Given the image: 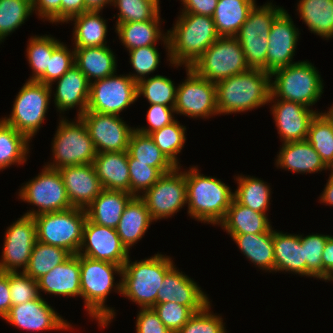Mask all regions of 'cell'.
<instances>
[{
  "label": "cell",
  "instance_id": "20",
  "mask_svg": "<svg viewBox=\"0 0 333 333\" xmlns=\"http://www.w3.org/2000/svg\"><path fill=\"white\" fill-rule=\"evenodd\" d=\"M299 34L291 16L283 9L275 17L268 36L267 72L271 74L277 69L297 63L292 60Z\"/></svg>",
  "mask_w": 333,
  "mask_h": 333
},
{
  "label": "cell",
  "instance_id": "25",
  "mask_svg": "<svg viewBox=\"0 0 333 333\" xmlns=\"http://www.w3.org/2000/svg\"><path fill=\"white\" fill-rule=\"evenodd\" d=\"M37 281L39 293L44 291L62 297H81L79 255L72 254L65 262L57 265Z\"/></svg>",
  "mask_w": 333,
  "mask_h": 333
},
{
  "label": "cell",
  "instance_id": "30",
  "mask_svg": "<svg viewBox=\"0 0 333 333\" xmlns=\"http://www.w3.org/2000/svg\"><path fill=\"white\" fill-rule=\"evenodd\" d=\"M275 272L285 271L306 276V260L301 235L273 230Z\"/></svg>",
  "mask_w": 333,
  "mask_h": 333
},
{
  "label": "cell",
  "instance_id": "59",
  "mask_svg": "<svg viewBox=\"0 0 333 333\" xmlns=\"http://www.w3.org/2000/svg\"><path fill=\"white\" fill-rule=\"evenodd\" d=\"M12 307L9 272H0V317L4 319Z\"/></svg>",
  "mask_w": 333,
  "mask_h": 333
},
{
  "label": "cell",
  "instance_id": "11",
  "mask_svg": "<svg viewBox=\"0 0 333 333\" xmlns=\"http://www.w3.org/2000/svg\"><path fill=\"white\" fill-rule=\"evenodd\" d=\"M190 68L213 83L250 69L235 37H219Z\"/></svg>",
  "mask_w": 333,
  "mask_h": 333
},
{
  "label": "cell",
  "instance_id": "50",
  "mask_svg": "<svg viewBox=\"0 0 333 333\" xmlns=\"http://www.w3.org/2000/svg\"><path fill=\"white\" fill-rule=\"evenodd\" d=\"M328 237L329 235L318 233L305 237L301 235L307 277L322 278V254Z\"/></svg>",
  "mask_w": 333,
  "mask_h": 333
},
{
  "label": "cell",
  "instance_id": "6",
  "mask_svg": "<svg viewBox=\"0 0 333 333\" xmlns=\"http://www.w3.org/2000/svg\"><path fill=\"white\" fill-rule=\"evenodd\" d=\"M316 69L309 61H298L275 70L270 74L269 98L297 102L308 108L315 105L324 91L323 80Z\"/></svg>",
  "mask_w": 333,
  "mask_h": 333
},
{
  "label": "cell",
  "instance_id": "5",
  "mask_svg": "<svg viewBox=\"0 0 333 333\" xmlns=\"http://www.w3.org/2000/svg\"><path fill=\"white\" fill-rule=\"evenodd\" d=\"M171 259L157 253L142 261L132 262L129 256L122 267L121 295L141 308H152L157 304V293L165 274L174 266Z\"/></svg>",
  "mask_w": 333,
  "mask_h": 333
},
{
  "label": "cell",
  "instance_id": "3",
  "mask_svg": "<svg viewBox=\"0 0 333 333\" xmlns=\"http://www.w3.org/2000/svg\"><path fill=\"white\" fill-rule=\"evenodd\" d=\"M270 73L248 69L215 83L219 115L241 113L268 104L271 94Z\"/></svg>",
  "mask_w": 333,
  "mask_h": 333
},
{
  "label": "cell",
  "instance_id": "45",
  "mask_svg": "<svg viewBox=\"0 0 333 333\" xmlns=\"http://www.w3.org/2000/svg\"><path fill=\"white\" fill-rule=\"evenodd\" d=\"M185 130L186 126L181 125L176 119L170 125L164 126L149 135L175 167H181L177 155L184 148L186 141Z\"/></svg>",
  "mask_w": 333,
  "mask_h": 333
},
{
  "label": "cell",
  "instance_id": "63",
  "mask_svg": "<svg viewBox=\"0 0 333 333\" xmlns=\"http://www.w3.org/2000/svg\"><path fill=\"white\" fill-rule=\"evenodd\" d=\"M86 11H101L108 4L112 5V0H85Z\"/></svg>",
  "mask_w": 333,
  "mask_h": 333
},
{
  "label": "cell",
  "instance_id": "55",
  "mask_svg": "<svg viewBox=\"0 0 333 333\" xmlns=\"http://www.w3.org/2000/svg\"><path fill=\"white\" fill-rule=\"evenodd\" d=\"M173 113H175L174 107L162 104H151L146 114L149 127H137L135 130L141 134L150 135L174 122L176 119Z\"/></svg>",
  "mask_w": 333,
  "mask_h": 333
},
{
  "label": "cell",
  "instance_id": "38",
  "mask_svg": "<svg viewBox=\"0 0 333 333\" xmlns=\"http://www.w3.org/2000/svg\"><path fill=\"white\" fill-rule=\"evenodd\" d=\"M30 140L0 119V170L27 161Z\"/></svg>",
  "mask_w": 333,
  "mask_h": 333
},
{
  "label": "cell",
  "instance_id": "13",
  "mask_svg": "<svg viewBox=\"0 0 333 333\" xmlns=\"http://www.w3.org/2000/svg\"><path fill=\"white\" fill-rule=\"evenodd\" d=\"M90 83L87 111L118 115L137 98V82L128 74L115 75Z\"/></svg>",
  "mask_w": 333,
  "mask_h": 333
},
{
  "label": "cell",
  "instance_id": "42",
  "mask_svg": "<svg viewBox=\"0 0 333 333\" xmlns=\"http://www.w3.org/2000/svg\"><path fill=\"white\" fill-rule=\"evenodd\" d=\"M71 255L64 248L36 241L24 273L32 279L38 280L57 265L65 262Z\"/></svg>",
  "mask_w": 333,
  "mask_h": 333
},
{
  "label": "cell",
  "instance_id": "35",
  "mask_svg": "<svg viewBox=\"0 0 333 333\" xmlns=\"http://www.w3.org/2000/svg\"><path fill=\"white\" fill-rule=\"evenodd\" d=\"M256 0H218L213 21L220 37H235Z\"/></svg>",
  "mask_w": 333,
  "mask_h": 333
},
{
  "label": "cell",
  "instance_id": "18",
  "mask_svg": "<svg viewBox=\"0 0 333 333\" xmlns=\"http://www.w3.org/2000/svg\"><path fill=\"white\" fill-rule=\"evenodd\" d=\"M78 255L93 260L107 261L123 267L129 251L122 244L116 229L95 224L86 219L83 241Z\"/></svg>",
  "mask_w": 333,
  "mask_h": 333
},
{
  "label": "cell",
  "instance_id": "15",
  "mask_svg": "<svg viewBox=\"0 0 333 333\" xmlns=\"http://www.w3.org/2000/svg\"><path fill=\"white\" fill-rule=\"evenodd\" d=\"M185 69L187 79L177 86L175 113L193 119L218 115L215 83L199 77L190 67Z\"/></svg>",
  "mask_w": 333,
  "mask_h": 333
},
{
  "label": "cell",
  "instance_id": "51",
  "mask_svg": "<svg viewBox=\"0 0 333 333\" xmlns=\"http://www.w3.org/2000/svg\"><path fill=\"white\" fill-rule=\"evenodd\" d=\"M130 64L135 73L129 76L136 82L157 70L160 63V53L156 45L145 46L129 50ZM137 73V74H136Z\"/></svg>",
  "mask_w": 333,
  "mask_h": 333
},
{
  "label": "cell",
  "instance_id": "54",
  "mask_svg": "<svg viewBox=\"0 0 333 333\" xmlns=\"http://www.w3.org/2000/svg\"><path fill=\"white\" fill-rule=\"evenodd\" d=\"M9 288L12 306L37 299L40 295L38 281L24 272H9Z\"/></svg>",
  "mask_w": 333,
  "mask_h": 333
},
{
  "label": "cell",
  "instance_id": "24",
  "mask_svg": "<svg viewBox=\"0 0 333 333\" xmlns=\"http://www.w3.org/2000/svg\"><path fill=\"white\" fill-rule=\"evenodd\" d=\"M54 94L56 110L63 113L79 107L77 117L87 111L90 82L74 64L60 79L56 80Z\"/></svg>",
  "mask_w": 333,
  "mask_h": 333
},
{
  "label": "cell",
  "instance_id": "4",
  "mask_svg": "<svg viewBox=\"0 0 333 333\" xmlns=\"http://www.w3.org/2000/svg\"><path fill=\"white\" fill-rule=\"evenodd\" d=\"M220 179L200 174L198 166L186 171V196L191 218L219 225L234 199V192Z\"/></svg>",
  "mask_w": 333,
  "mask_h": 333
},
{
  "label": "cell",
  "instance_id": "46",
  "mask_svg": "<svg viewBox=\"0 0 333 333\" xmlns=\"http://www.w3.org/2000/svg\"><path fill=\"white\" fill-rule=\"evenodd\" d=\"M160 4L156 0H112L119 9L116 25L120 23L161 20Z\"/></svg>",
  "mask_w": 333,
  "mask_h": 333
},
{
  "label": "cell",
  "instance_id": "16",
  "mask_svg": "<svg viewBox=\"0 0 333 333\" xmlns=\"http://www.w3.org/2000/svg\"><path fill=\"white\" fill-rule=\"evenodd\" d=\"M0 272H22L27 268L33 247L37 241L36 224L32 216L18 218L7 227Z\"/></svg>",
  "mask_w": 333,
  "mask_h": 333
},
{
  "label": "cell",
  "instance_id": "65",
  "mask_svg": "<svg viewBox=\"0 0 333 333\" xmlns=\"http://www.w3.org/2000/svg\"><path fill=\"white\" fill-rule=\"evenodd\" d=\"M329 170L331 171L330 175L333 176V164L331 165V167L329 168Z\"/></svg>",
  "mask_w": 333,
  "mask_h": 333
},
{
  "label": "cell",
  "instance_id": "34",
  "mask_svg": "<svg viewBox=\"0 0 333 333\" xmlns=\"http://www.w3.org/2000/svg\"><path fill=\"white\" fill-rule=\"evenodd\" d=\"M160 23V20L120 23L115 26V31L128 51L156 45L158 40H162L166 51L169 52L167 33H162Z\"/></svg>",
  "mask_w": 333,
  "mask_h": 333
},
{
  "label": "cell",
  "instance_id": "27",
  "mask_svg": "<svg viewBox=\"0 0 333 333\" xmlns=\"http://www.w3.org/2000/svg\"><path fill=\"white\" fill-rule=\"evenodd\" d=\"M92 164L103 189L130 193L127 151L97 153Z\"/></svg>",
  "mask_w": 333,
  "mask_h": 333
},
{
  "label": "cell",
  "instance_id": "17",
  "mask_svg": "<svg viewBox=\"0 0 333 333\" xmlns=\"http://www.w3.org/2000/svg\"><path fill=\"white\" fill-rule=\"evenodd\" d=\"M80 118L87 127L97 153L127 151L135 127H130L120 116L86 111Z\"/></svg>",
  "mask_w": 333,
  "mask_h": 333
},
{
  "label": "cell",
  "instance_id": "40",
  "mask_svg": "<svg viewBox=\"0 0 333 333\" xmlns=\"http://www.w3.org/2000/svg\"><path fill=\"white\" fill-rule=\"evenodd\" d=\"M128 154L138 162L159 168L164 174L173 171L176 167L165 157L149 135L134 130L129 139Z\"/></svg>",
  "mask_w": 333,
  "mask_h": 333
},
{
  "label": "cell",
  "instance_id": "8",
  "mask_svg": "<svg viewBox=\"0 0 333 333\" xmlns=\"http://www.w3.org/2000/svg\"><path fill=\"white\" fill-rule=\"evenodd\" d=\"M37 241L78 254L83 241L86 211L72 207L68 210L48 212L33 217Z\"/></svg>",
  "mask_w": 333,
  "mask_h": 333
},
{
  "label": "cell",
  "instance_id": "26",
  "mask_svg": "<svg viewBox=\"0 0 333 333\" xmlns=\"http://www.w3.org/2000/svg\"><path fill=\"white\" fill-rule=\"evenodd\" d=\"M276 166L294 173H315L329 170L307 140L282 143Z\"/></svg>",
  "mask_w": 333,
  "mask_h": 333
},
{
  "label": "cell",
  "instance_id": "44",
  "mask_svg": "<svg viewBox=\"0 0 333 333\" xmlns=\"http://www.w3.org/2000/svg\"><path fill=\"white\" fill-rule=\"evenodd\" d=\"M28 42L26 58L33 73L28 81H37L46 72L52 52L61 42L49 35H35Z\"/></svg>",
  "mask_w": 333,
  "mask_h": 333
},
{
  "label": "cell",
  "instance_id": "32",
  "mask_svg": "<svg viewBox=\"0 0 333 333\" xmlns=\"http://www.w3.org/2000/svg\"><path fill=\"white\" fill-rule=\"evenodd\" d=\"M75 65L91 83L117 71L116 55L109 46L74 48Z\"/></svg>",
  "mask_w": 333,
  "mask_h": 333
},
{
  "label": "cell",
  "instance_id": "23",
  "mask_svg": "<svg viewBox=\"0 0 333 333\" xmlns=\"http://www.w3.org/2000/svg\"><path fill=\"white\" fill-rule=\"evenodd\" d=\"M72 207L85 209L104 189L92 163L58 169Z\"/></svg>",
  "mask_w": 333,
  "mask_h": 333
},
{
  "label": "cell",
  "instance_id": "36",
  "mask_svg": "<svg viewBox=\"0 0 333 333\" xmlns=\"http://www.w3.org/2000/svg\"><path fill=\"white\" fill-rule=\"evenodd\" d=\"M102 11H85L72 17L74 48L106 46L107 22L99 14Z\"/></svg>",
  "mask_w": 333,
  "mask_h": 333
},
{
  "label": "cell",
  "instance_id": "14",
  "mask_svg": "<svg viewBox=\"0 0 333 333\" xmlns=\"http://www.w3.org/2000/svg\"><path fill=\"white\" fill-rule=\"evenodd\" d=\"M180 171V172H179ZM153 221L169 218L187 205L186 170L176 167L140 196Z\"/></svg>",
  "mask_w": 333,
  "mask_h": 333
},
{
  "label": "cell",
  "instance_id": "22",
  "mask_svg": "<svg viewBox=\"0 0 333 333\" xmlns=\"http://www.w3.org/2000/svg\"><path fill=\"white\" fill-rule=\"evenodd\" d=\"M174 265L164 276L157 293V303L174 302L190 307L195 313L210 301L197 283Z\"/></svg>",
  "mask_w": 333,
  "mask_h": 333
},
{
  "label": "cell",
  "instance_id": "9",
  "mask_svg": "<svg viewBox=\"0 0 333 333\" xmlns=\"http://www.w3.org/2000/svg\"><path fill=\"white\" fill-rule=\"evenodd\" d=\"M282 10L283 7L267 2L260 7L255 4L249 11L247 20L235 36L249 68L267 72L268 36L275 17Z\"/></svg>",
  "mask_w": 333,
  "mask_h": 333
},
{
  "label": "cell",
  "instance_id": "64",
  "mask_svg": "<svg viewBox=\"0 0 333 333\" xmlns=\"http://www.w3.org/2000/svg\"><path fill=\"white\" fill-rule=\"evenodd\" d=\"M329 114L333 117V106H331L330 108H329Z\"/></svg>",
  "mask_w": 333,
  "mask_h": 333
},
{
  "label": "cell",
  "instance_id": "19",
  "mask_svg": "<svg viewBox=\"0 0 333 333\" xmlns=\"http://www.w3.org/2000/svg\"><path fill=\"white\" fill-rule=\"evenodd\" d=\"M3 320L30 332L73 329L41 295L37 299L12 306Z\"/></svg>",
  "mask_w": 333,
  "mask_h": 333
},
{
  "label": "cell",
  "instance_id": "21",
  "mask_svg": "<svg viewBox=\"0 0 333 333\" xmlns=\"http://www.w3.org/2000/svg\"><path fill=\"white\" fill-rule=\"evenodd\" d=\"M268 103H274L270 109L283 143L307 139L310 123L318 111L277 98H269Z\"/></svg>",
  "mask_w": 333,
  "mask_h": 333
},
{
  "label": "cell",
  "instance_id": "62",
  "mask_svg": "<svg viewBox=\"0 0 333 333\" xmlns=\"http://www.w3.org/2000/svg\"><path fill=\"white\" fill-rule=\"evenodd\" d=\"M320 202L333 206V176L331 175H329L324 191L321 193Z\"/></svg>",
  "mask_w": 333,
  "mask_h": 333
},
{
  "label": "cell",
  "instance_id": "41",
  "mask_svg": "<svg viewBox=\"0 0 333 333\" xmlns=\"http://www.w3.org/2000/svg\"><path fill=\"white\" fill-rule=\"evenodd\" d=\"M320 155L324 164H333V117L329 112H318L312 119L306 139Z\"/></svg>",
  "mask_w": 333,
  "mask_h": 333
},
{
  "label": "cell",
  "instance_id": "58",
  "mask_svg": "<svg viewBox=\"0 0 333 333\" xmlns=\"http://www.w3.org/2000/svg\"><path fill=\"white\" fill-rule=\"evenodd\" d=\"M182 13H194L204 16H213L218 0H181Z\"/></svg>",
  "mask_w": 333,
  "mask_h": 333
},
{
  "label": "cell",
  "instance_id": "48",
  "mask_svg": "<svg viewBox=\"0 0 333 333\" xmlns=\"http://www.w3.org/2000/svg\"><path fill=\"white\" fill-rule=\"evenodd\" d=\"M128 167L130 173V194L132 196H142L164 175L159 168L149 166L147 163L138 162L129 154Z\"/></svg>",
  "mask_w": 333,
  "mask_h": 333
},
{
  "label": "cell",
  "instance_id": "31",
  "mask_svg": "<svg viewBox=\"0 0 333 333\" xmlns=\"http://www.w3.org/2000/svg\"><path fill=\"white\" fill-rule=\"evenodd\" d=\"M219 225L230 235L258 234L272 228L266 213L253 211L239 204L235 199Z\"/></svg>",
  "mask_w": 333,
  "mask_h": 333
},
{
  "label": "cell",
  "instance_id": "43",
  "mask_svg": "<svg viewBox=\"0 0 333 333\" xmlns=\"http://www.w3.org/2000/svg\"><path fill=\"white\" fill-rule=\"evenodd\" d=\"M177 86L167 76L155 75L137 82V98L144 96L151 104L174 107Z\"/></svg>",
  "mask_w": 333,
  "mask_h": 333
},
{
  "label": "cell",
  "instance_id": "39",
  "mask_svg": "<svg viewBox=\"0 0 333 333\" xmlns=\"http://www.w3.org/2000/svg\"><path fill=\"white\" fill-rule=\"evenodd\" d=\"M236 181L238 187L234 192V199L253 211L267 213L271 196V188L267 182L249 175H238Z\"/></svg>",
  "mask_w": 333,
  "mask_h": 333
},
{
  "label": "cell",
  "instance_id": "53",
  "mask_svg": "<svg viewBox=\"0 0 333 333\" xmlns=\"http://www.w3.org/2000/svg\"><path fill=\"white\" fill-rule=\"evenodd\" d=\"M152 308L172 333H177L195 314L190 307L174 302L157 303Z\"/></svg>",
  "mask_w": 333,
  "mask_h": 333
},
{
  "label": "cell",
  "instance_id": "7",
  "mask_svg": "<svg viewBox=\"0 0 333 333\" xmlns=\"http://www.w3.org/2000/svg\"><path fill=\"white\" fill-rule=\"evenodd\" d=\"M75 121L61 117L51 144L54 160L46 167L60 169L93 163L97 155L94 143L83 120L77 117Z\"/></svg>",
  "mask_w": 333,
  "mask_h": 333
},
{
  "label": "cell",
  "instance_id": "12",
  "mask_svg": "<svg viewBox=\"0 0 333 333\" xmlns=\"http://www.w3.org/2000/svg\"><path fill=\"white\" fill-rule=\"evenodd\" d=\"M43 167L41 173L19 189L18 196L21 200L38 207V209H32L23 214L25 216L34 217L42 213L72 208L58 169Z\"/></svg>",
  "mask_w": 333,
  "mask_h": 333
},
{
  "label": "cell",
  "instance_id": "10",
  "mask_svg": "<svg viewBox=\"0 0 333 333\" xmlns=\"http://www.w3.org/2000/svg\"><path fill=\"white\" fill-rule=\"evenodd\" d=\"M51 94L49 85L27 80L14 100L11 114L2 120L31 140L45 120Z\"/></svg>",
  "mask_w": 333,
  "mask_h": 333
},
{
  "label": "cell",
  "instance_id": "37",
  "mask_svg": "<svg viewBox=\"0 0 333 333\" xmlns=\"http://www.w3.org/2000/svg\"><path fill=\"white\" fill-rule=\"evenodd\" d=\"M297 8L312 33L325 40L333 38V0H299Z\"/></svg>",
  "mask_w": 333,
  "mask_h": 333
},
{
  "label": "cell",
  "instance_id": "61",
  "mask_svg": "<svg viewBox=\"0 0 333 333\" xmlns=\"http://www.w3.org/2000/svg\"><path fill=\"white\" fill-rule=\"evenodd\" d=\"M322 280L333 281V236L327 238L322 254Z\"/></svg>",
  "mask_w": 333,
  "mask_h": 333
},
{
  "label": "cell",
  "instance_id": "56",
  "mask_svg": "<svg viewBox=\"0 0 333 333\" xmlns=\"http://www.w3.org/2000/svg\"><path fill=\"white\" fill-rule=\"evenodd\" d=\"M136 333H172L153 308H140L136 318Z\"/></svg>",
  "mask_w": 333,
  "mask_h": 333
},
{
  "label": "cell",
  "instance_id": "29",
  "mask_svg": "<svg viewBox=\"0 0 333 333\" xmlns=\"http://www.w3.org/2000/svg\"><path fill=\"white\" fill-rule=\"evenodd\" d=\"M152 222L154 221L144 200L134 196L128 202L116 227L117 234L128 251L143 238Z\"/></svg>",
  "mask_w": 333,
  "mask_h": 333
},
{
  "label": "cell",
  "instance_id": "28",
  "mask_svg": "<svg viewBox=\"0 0 333 333\" xmlns=\"http://www.w3.org/2000/svg\"><path fill=\"white\" fill-rule=\"evenodd\" d=\"M129 192L103 190L86 208L87 219L95 224L116 229L128 202Z\"/></svg>",
  "mask_w": 333,
  "mask_h": 333
},
{
  "label": "cell",
  "instance_id": "33",
  "mask_svg": "<svg viewBox=\"0 0 333 333\" xmlns=\"http://www.w3.org/2000/svg\"><path fill=\"white\" fill-rule=\"evenodd\" d=\"M241 253L260 270L275 272L273 228L264 233L230 235Z\"/></svg>",
  "mask_w": 333,
  "mask_h": 333
},
{
  "label": "cell",
  "instance_id": "2",
  "mask_svg": "<svg viewBox=\"0 0 333 333\" xmlns=\"http://www.w3.org/2000/svg\"><path fill=\"white\" fill-rule=\"evenodd\" d=\"M81 276V298L89 316L98 322L101 328L107 327L115 318V310L105 305L112 288L121 294V280L115 283V274L121 277L122 266L79 255Z\"/></svg>",
  "mask_w": 333,
  "mask_h": 333
},
{
  "label": "cell",
  "instance_id": "57",
  "mask_svg": "<svg viewBox=\"0 0 333 333\" xmlns=\"http://www.w3.org/2000/svg\"><path fill=\"white\" fill-rule=\"evenodd\" d=\"M32 7L39 19L61 23V0H32Z\"/></svg>",
  "mask_w": 333,
  "mask_h": 333
},
{
  "label": "cell",
  "instance_id": "60",
  "mask_svg": "<svg viewBox=\"0 0 333 333\" xmlns=\"http://www.w3.org/2000/svg\"><path fill=\"white\" fill-rule=\"evenodd\" d=\"M86 11L85 0H61V23Z\"/></svg>",
  "mask_w": 333,
  "mask_h": 333
},
{
  "label": "cell",
  "instance_id": "1",
  "mask_svg": "<svg viewBox=\"0 0 333 333\" xmlns=\"http://www.w3.org/2000/svg\"><path fill=\"white\" fill-rule=\"evenodd\" d=\"M172 30H167L171 66L190 67L220 37L213 18L180 13Z\"/></svg>",
  "mask_w": 333,
  "mask_h": 333
},
{
  "label": "cell",
  "instance_id": "47",
  "mask_svg": "<svg viewBox=\"0 0 333 333\" xmlns=\"http://www.w3.org/2000/svg\"><path fill=\"white\" fill-rule=\"evenodd\" d=\"M32 13V0H0V43Z\"/></svg>",
  "mask_w": 333,
  "mask_h": 333
},
{
  "label": "cell",
  "instance_id": "52",
  "mask_svg": "<svg viewBox=\"0 0 333 333\" xmlns=\"http://www.w3.org/2000/svg\"><path fill=\"white\" fill-rule=\"evenodd\" d=\"M210 304L195 313L177 333H227L222 317L210 311Z\"/></svg>",
  "mask_w": 333,
  "mask_h": 333
},
{
  "label": "cell",
  "instance_id": "49",
  "mask_svg": "<svg viewBox=\"0 0 333 333\" xmlns=\"http://www.w3.org/2000/svg\"><path fill=\"white\" fill-rule=\"evenodd\" d=\"M75 64L74 48L69 49L61 42L52 52L46 72L37 80L52 87Z\"/></svg>",
  "mask_w": 333,
  "mask_h": 333
}]
</instances>
